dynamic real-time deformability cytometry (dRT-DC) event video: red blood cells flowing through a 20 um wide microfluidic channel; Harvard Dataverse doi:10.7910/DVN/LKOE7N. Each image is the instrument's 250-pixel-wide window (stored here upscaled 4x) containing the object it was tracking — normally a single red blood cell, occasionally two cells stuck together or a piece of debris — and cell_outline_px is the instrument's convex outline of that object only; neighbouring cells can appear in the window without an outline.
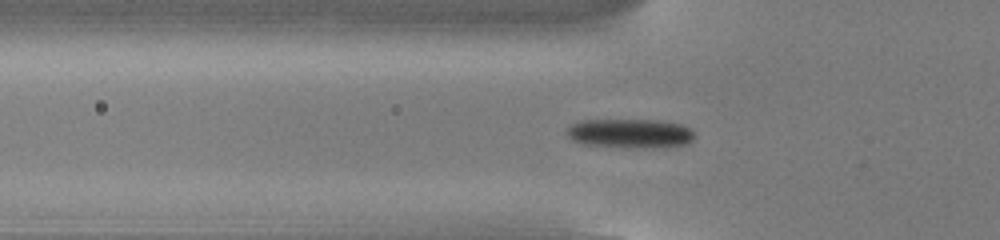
{"species": "common noctule bat (a hibernating species)", "species_latin": "Nyctalus noctula", "temperature_condition": "cold", "stored_images_in_passage": 55, "camera_frame_rate_fps": 3000, "um_per_image_px": 0.085, "animal": {"sex": "male", "body_mass_g": 13.0, "forearm_length_mm": 53.1}, "frame": {"image": 1, "passage_image": 19, "time_ms": 6.0, "image_size_px": [1000, 240], "cell_outline_px": [[696, 136], [688, 144], [664, 148], [624, 148], [584, 144], [572, 140], [568, 136], [568, 124], [580, 120], [660, 120], [680, 124], [692, 128]], "centroid_in_image_um": [53.61, 11.35], "position_along_channel_um": 72.2, "area_um2": 22.37}}
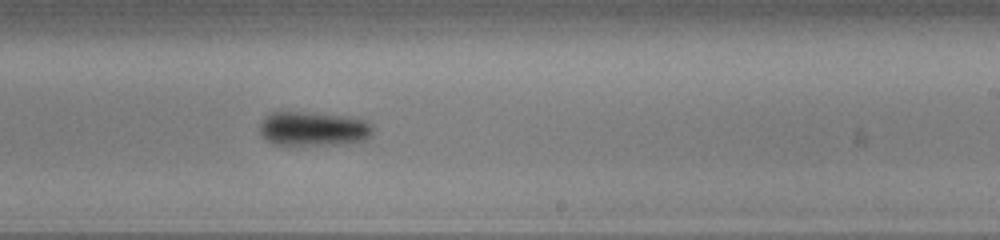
{"frame": {"image": 2, "passage_image": 34, "time_ms": 11.0, "image_size_px": [1000, 240], "cell_outline_px": [[372, 136], [368, 140], [348, 144], [272, 144], [260, 132], [260, 124], [264, 116], [272, 112], [304, 112], [340, 116], [364, 120], [372, 128]], "centroid_in_image_um": [26.64, 10.95], "position_along_channel_um": 262.4, "area_um2": 22.31}}
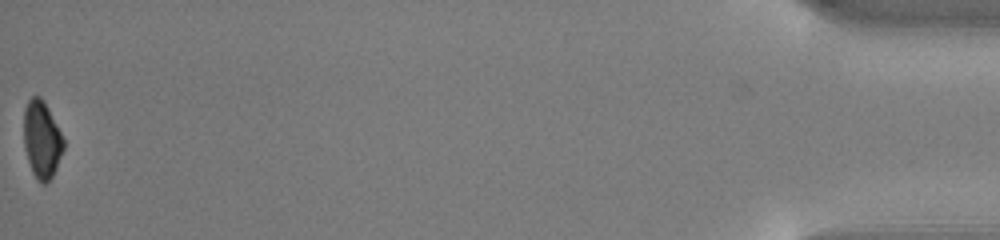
{"frame": {"image": 3, "passage_image": 55, "time_ms": 18.0, "image_size_px": [1000, 240], "cell_outline_px": [[64, 148], [56, 168], [52, 176], [44, 184], [36, 180], [32, 172], [24, 148], [24, 108], [28, 100], [32, 96], [40, 96], [44, 100], [64, 140]], "centroid_in_image_um": [3.54, 11.85], "position_along_channel_um": 431.7, "area_um2": 17.8}, "authors_computed_cell_mechanics": {"area_um2": 20.2878, "velocity_mm_per_s": 3.8091, "shape_relaxation_time_tau1_ms": 3.4446, "shape_relaxation_time_tau2_ms": null, "deformation_change_tau1": 0.0948, "deformation_change_tau2": null}}